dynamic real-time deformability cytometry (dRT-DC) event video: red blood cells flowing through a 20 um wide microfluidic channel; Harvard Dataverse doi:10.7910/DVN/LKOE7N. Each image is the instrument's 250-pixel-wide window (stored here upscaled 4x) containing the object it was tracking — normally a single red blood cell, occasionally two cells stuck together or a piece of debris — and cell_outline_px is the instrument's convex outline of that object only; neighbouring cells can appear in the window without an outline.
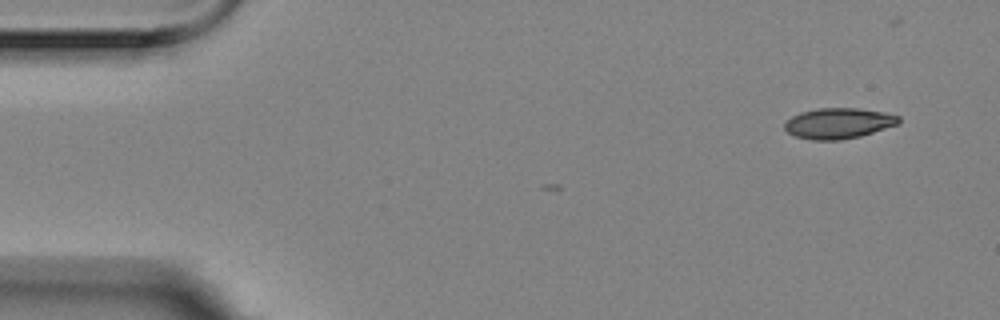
{"species": "Egyptian fruit bat (a non-hibernating species)", "species_latin": "Rousettus aegyptiacus", "temperature_condition": "room temperature", "stored_images_in_passage": 13, "camera_frame_rate_fps": 3000, "um_per_image_px": 0.085, "animal": {"sex": "female"}, "frame": {"image": 1, "passage_image": 1, "time_ms": 0.0, "image_size_px": [1000, 320], "cell_outline_px": [[900, 124], [860, 136], [840, 140], [812, 140], [796, 136], [788, 132], [784, 128], [784, 124], [792, 116], [800, 112], [820, 108], [856, 108], [884, 112], [900, 116]], "centroid_in_image_um": [71.29, 10.48], "position_along_channel_um": 13.7, "area_um2": 20.35}}
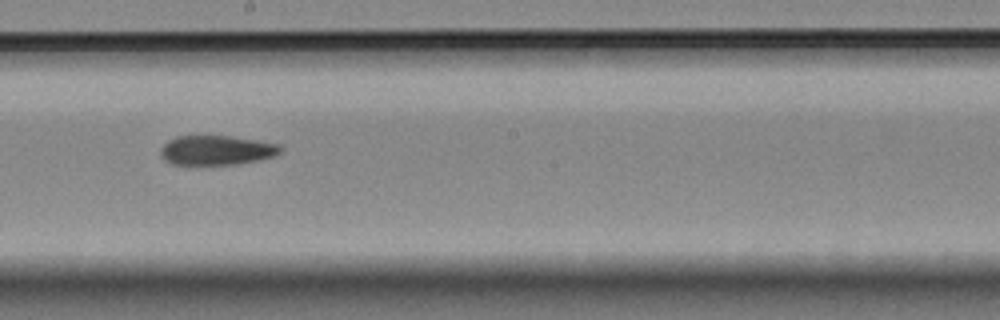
{"frame": {"image": 2, "passage_image": 8, "time_ms": 2.333, "image_size_px": [1000, 320], "cell_outline_px": [[284, 148], [276, 156], [236, 164], [172, 164], [164, 160], [160, 156], [160, 148], [168, 140], [176, 136], [232, 136], [280, 144]], "centroid_in_image_um": [18.4, 12.76], "position_along_channel_um": 229.8, "area_um2": 20.69}}
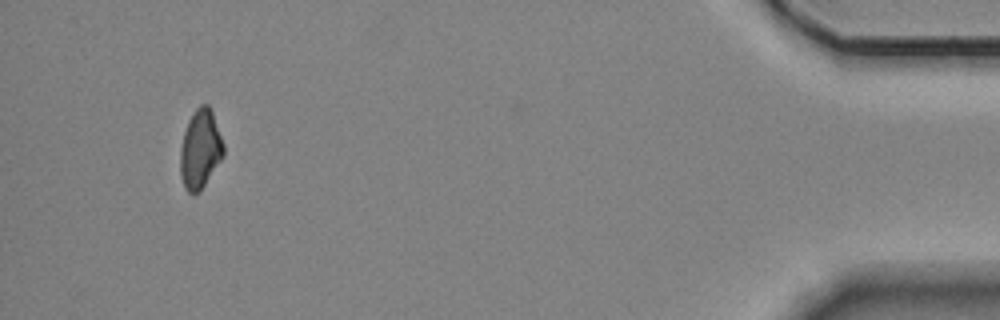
{"frame": {"image": 3, "passage_image": 13, "time_ms": 4.0, "image_size_px": [1000, 320], "cell_outline_px": [[224, 156], [200, 192], [188, 192], [184, 188], [180, 176], [180, 148], [184, 132], [188, 120], [196, 108], [200, 104], [208, 104], [212, 112], [224, 144]], "centroid_in_image_um": [17.02, 12.69], "position_along_channel_um": 418.2, "area_um2": 20.0}}